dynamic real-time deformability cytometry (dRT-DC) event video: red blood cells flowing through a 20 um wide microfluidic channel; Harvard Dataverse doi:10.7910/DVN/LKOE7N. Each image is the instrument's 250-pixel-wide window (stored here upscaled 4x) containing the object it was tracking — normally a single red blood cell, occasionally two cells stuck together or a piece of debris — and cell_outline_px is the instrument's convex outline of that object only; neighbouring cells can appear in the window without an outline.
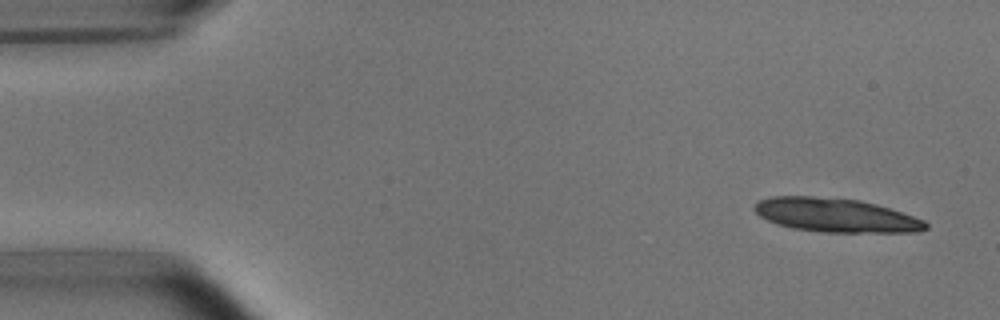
{"species": "common noctule bat (a hibernating species)", "species_latin": "Nyctalus noctula", "temperature_condition": "room temperature", "stored_images_in_passage": 5, "camera_frame_rate_fps": 3000, "um_per_image_px": 0.085, "animal": {"sex": "male", "body_mass_g": 15.6}, "frame": {"image": 1, "passage_image": 1, "time_ms": 0.0, "image_size_px": [1000, 320], "cell_outline_px": [[928, 228], [920, 232], [824, 232], [792, 228], [776, 224], [760, 216], [752, 208], [760, 200], [772, 196], [812, 196], [860, 200], [876, 204], [924, 220], [928, 224]], "centroid_in_image_um": [71.03, 18.29], "position_along_channel_um": 14.0, "area_um2": 33.64}}